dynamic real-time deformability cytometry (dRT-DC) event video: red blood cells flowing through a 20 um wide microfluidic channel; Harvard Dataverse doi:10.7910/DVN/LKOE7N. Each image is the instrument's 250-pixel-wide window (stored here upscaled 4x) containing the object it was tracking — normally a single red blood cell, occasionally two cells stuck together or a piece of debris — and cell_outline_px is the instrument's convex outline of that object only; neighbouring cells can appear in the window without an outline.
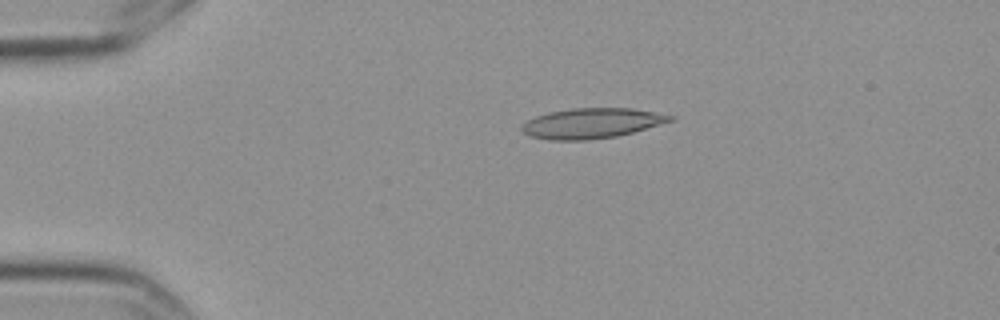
{"species": "Egyptian fruit bat (a non-hibernating species)", "species_latin": "Rousettus aegyptiacus", "temperature_condition": "cold", "stored_images_in_passage": 5, "camera_frame_rate_fps": 3000, "um_per_image_px": 0.085, "frame": {"image": 1, "passage_image": 4, "time_ms": 1.0, "image_size_px": [1000, 320], "cell_outline_px": [[676, 120], [632, 132], [616, 136], [588, 140], [552, 140], [532, 136], [524, 132], [520, 128], [528, 120], [536, 116], [548, 112], [572, 108], [632, 108], [676, 116]], "centroid_in_image_um": [50.33, 10.47], "position_along_channel_um": 34.7, "area_um2": 25.95}}